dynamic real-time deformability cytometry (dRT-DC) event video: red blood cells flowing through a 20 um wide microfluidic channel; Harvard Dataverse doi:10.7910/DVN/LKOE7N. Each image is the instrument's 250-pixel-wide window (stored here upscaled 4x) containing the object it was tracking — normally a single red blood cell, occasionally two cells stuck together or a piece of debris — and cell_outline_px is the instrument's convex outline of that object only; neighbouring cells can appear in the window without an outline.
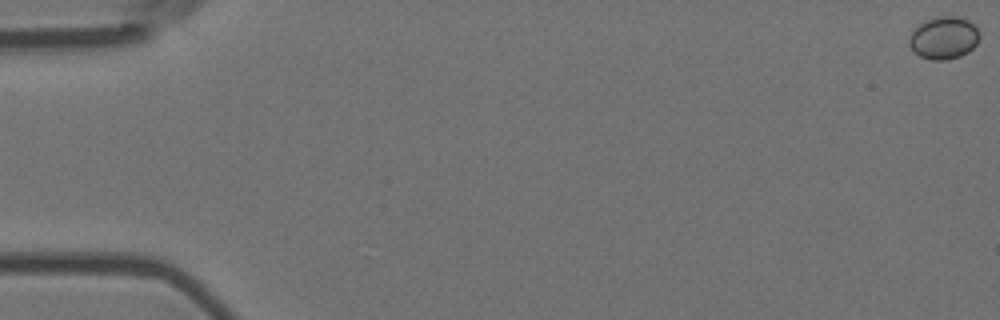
{"species": "Egyptian fruit bat (a non-hibernating species)", "species_latin": "Rousettus aegyptiacus", "temperature_condition": "room temperature", "stored_images_in_passage": 57, "camera_frame_rate_fps": 3000, "um_per_image_px": 0.085, "animal": {"sex": "female"}, "frame": {"image": 1, "passage_image": 1, "time_ms": 0.0, "image_size_px": [1000, 320], "cell_outline_px": [[980, 36], [976, 44], [968, 52], [960, 56], [944, 60], [932, 60], [920, 56], [912, 52], [908, 44], [908, 36], [920, 24], [928, 20], [940, 16], [956, 16], [968, 20], [980, 32]], "centroid_in_image_um": [80.2, 3.23], "position_along_channel_um": 4.8, "area_um2": 17.4}}
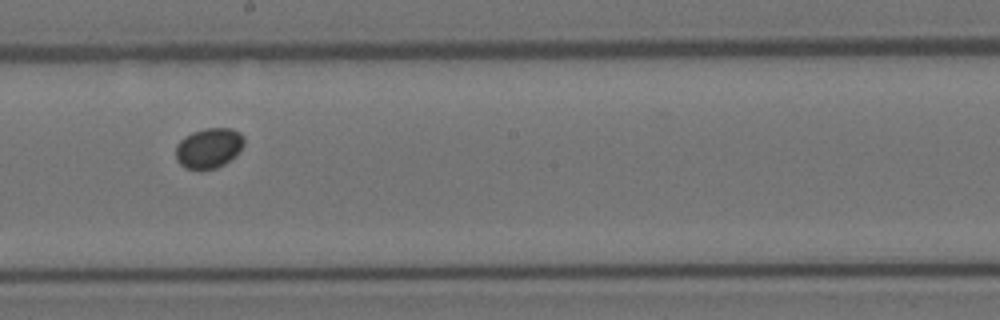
{"frame": {"image": 2, "passage_image": 33, "time_ms": 10.667, "image_size_px": [1000, 320], "cell_outline_px": [[244, 144], [224, 164], [216, 168], [184, 168], [176, 160], [176, 144], [184, 136], [192, 132], [204, 128], [232, 128], [240, 132], [244, 136]], "centroid_in_image_um": [17.72, 12.55], "position_along_channel_um": 230.5, "area_um2": 15.78}}
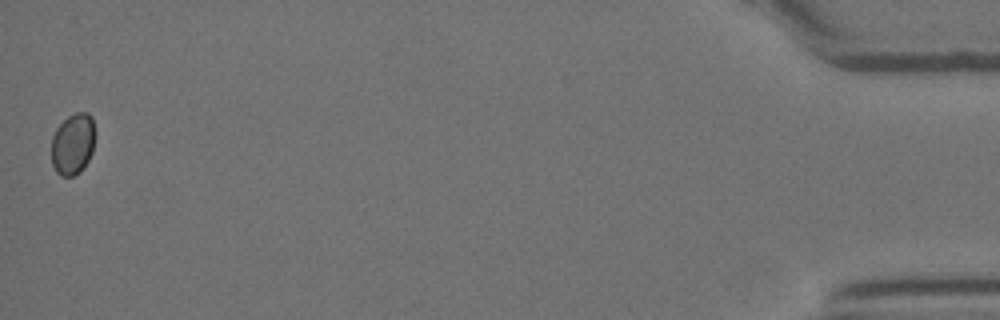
{"frame": {"image": 3, "passage_image": 57, "time_ms": 18.667, "image_size_px": [1000, 320], "cell_outline_px": [[96, 132], [92, 152], [88, 160], [80, 172], [72, 176], [60, 176], [56, 172], [52, 164], [52, 136], [56, 128], [68, 116], [76, 112], [88, 112], [92, 116]], "centroid_in_image_um": [6.21, 12.22], "position_along_channel_um": 429.0, "area_um2": 15.84}}